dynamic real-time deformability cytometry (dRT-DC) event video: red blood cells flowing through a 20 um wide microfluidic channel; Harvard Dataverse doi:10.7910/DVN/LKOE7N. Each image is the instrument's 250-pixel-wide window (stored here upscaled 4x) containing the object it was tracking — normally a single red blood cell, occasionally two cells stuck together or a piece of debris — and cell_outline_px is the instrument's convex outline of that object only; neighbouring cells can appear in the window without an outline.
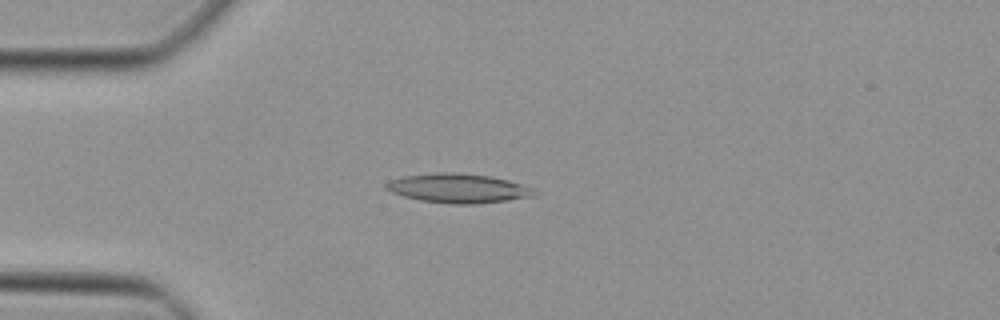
{"species": "Egyptian fruit bat (a non-hibernating species)", "species_latin": "Rousettus aegyptiacus", "temperature_condition": "cold", "stored_images_in_passage": 47, "camera_frame_rate_fps": 3000, "um_per_image_px": 0.085, "animal": {"sex": "female"}, "frame": {"image": 1, "passage_image": 12, "time_ms": 3.667, "image_size_px": [1000, 320], "cell_outline_px": [[540, 192], [536, 196], [476, 204], [452, 204], [420, 200], [404, 196], [392, 192], [384, 188], [384, 184], [392, 180], [404, 176], [440, 172], [456, 172], [488, 176], [508, 180], [520, 184]], "centroid_in_image_um": [38.95, 16.01], "position_along_channel_um": 46.0, "area_um2": 25.09}}
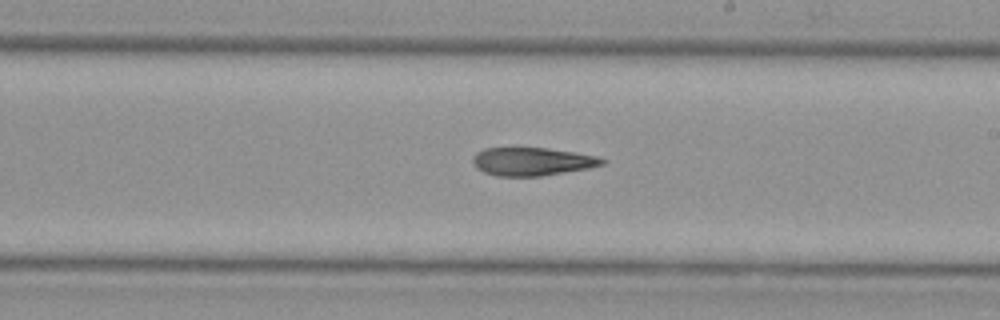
{"frame": {"image": 2, "passage_image": 27, "time_ms": 8.667, "image_size_px": [1000, 320], "cell_outline_px": [[608, 160], [604, 164], [588, 168], [540, 176], [496, 176], [484, 172], [476, 168], [472, 160], [476, 152], [484, 148], [548, 148], [596, 156]], "centroid_in_image_um": [45.21, 13.73], "position_along_channel_um": 243.8, "area_um2": 21.1}}
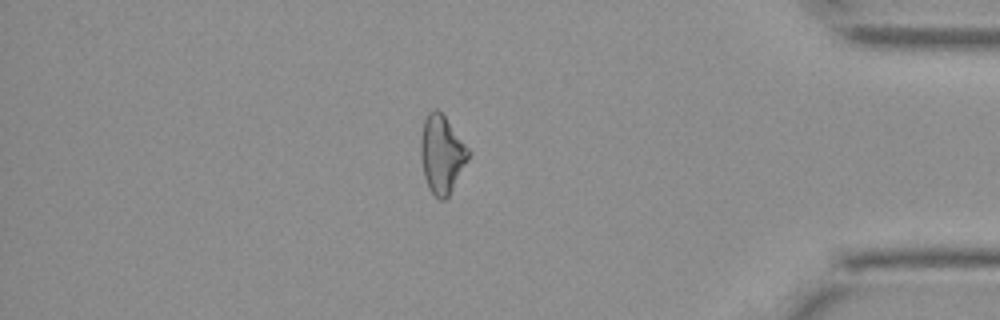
{"frame": {"image": 3, "passage_image": 40, "time_ms": 13.0, "image_size_px": [1000, 320], "cell_outline_px": [[472, 152], [468, 160], [448, 196], [444, 200], [440, 200], [428, 188], [424, 176], [420, 156], [420, 140], [424, 120], [428, 112], [432, 108], [436, 108], [444, 116]], "centroid_in_image_um": [37.54, 13.09], "position_along_channel_um": 397.7, "area_um2": 21.62}}